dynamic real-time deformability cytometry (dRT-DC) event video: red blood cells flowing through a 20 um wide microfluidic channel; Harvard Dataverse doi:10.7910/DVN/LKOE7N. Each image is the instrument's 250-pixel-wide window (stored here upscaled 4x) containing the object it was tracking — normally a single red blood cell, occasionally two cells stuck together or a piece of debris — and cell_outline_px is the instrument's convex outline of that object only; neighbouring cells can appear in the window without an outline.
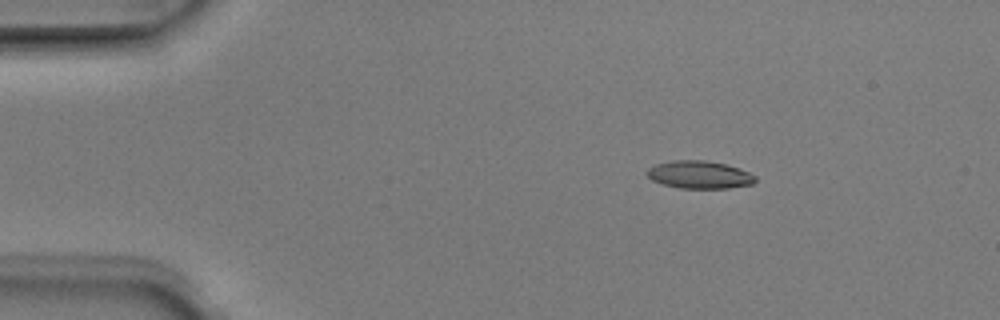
{"species": "Egyptian fruit bat (a non-hibernating species)", "species_latin": "Rousettus aegyptiacus", "temperature_condition": "room temperature", "stored_images_in_passage": 4, "camera_frame_rate_fps": 3000, "um_per_image_px": 0.085, "animal": {"sex": "male"}, "frame": {"image": 1, "passage_image": 2, "time_ms": 0.333, "image_size_px": [1000, 320], "cell_outline_px": [[756, 180], [752, 184], [728, 188], [680, 188], [664, 184], [652, 180], [644, 172], [648, 168], [656, 164], [672, 160], [704, 160], [724, 164], [740, 168], [756, 176]], "centroid_in_image_um": [59.44, 14.84], "position_along_channel_um": 25.6, "area_um2": 17.46}}
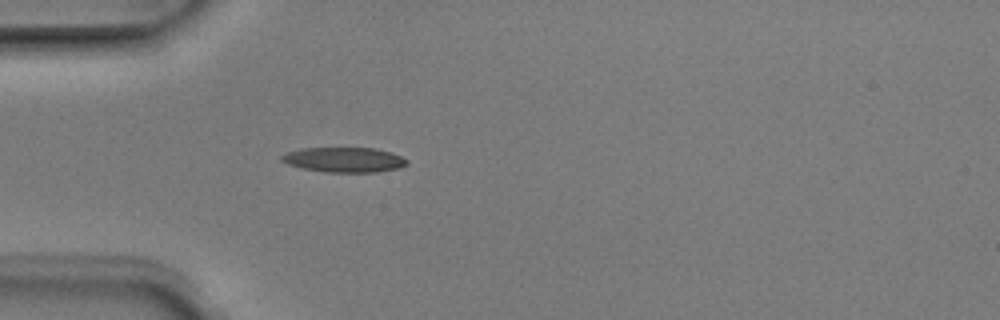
{"frame": {"image": 2, "passage_image": 4, "time_ms": 1.0, "image_size_px": [1000, 320], "cell_outline_px": [[408, 164], [400, 168], [376, 172], [324, 172], [304, 168], [288, 164], [280, 160], [280, 156], [288, 152], [300, 148], [372, 148], [388, 152], [400, 156], [408, 160]], "centroid_in_image_um": [29.24, 13.58], "position_along_channel_um": 55.8, "area_um2": 18.09}}